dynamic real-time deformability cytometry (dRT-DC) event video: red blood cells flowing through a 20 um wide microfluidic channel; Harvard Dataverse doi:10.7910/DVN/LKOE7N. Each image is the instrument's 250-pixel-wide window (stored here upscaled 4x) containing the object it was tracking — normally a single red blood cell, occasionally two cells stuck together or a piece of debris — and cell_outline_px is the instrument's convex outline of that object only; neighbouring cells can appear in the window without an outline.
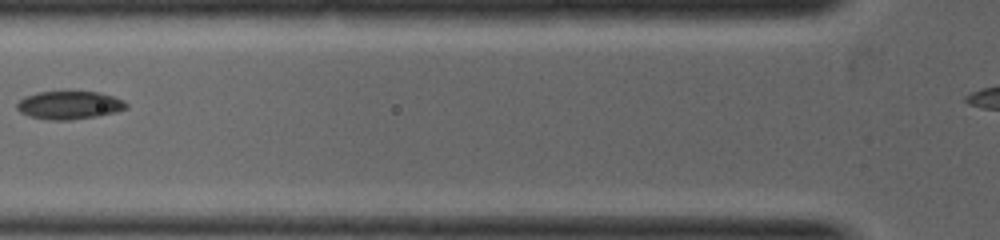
{"species": "common noctule bat (a hibernating species)", "species_latin": "Nyctalus noctula", "temperature_condition": "warm", "stored_images_in_passage": 10, "camera_frame_rate_fps": 5000, "um_per_image_px": 0.085, "animal": {"sex": "female", "body_mass_g": 19.0, "forearm_length_mm": 53.3}, "frame": {"image": 1, "passage_image": 5, "time_ms": 1.4, "image_size_px": [1000, 240], "cell_outline_px": [[128, 108], [116, 112], [96, 116], [68, 120], [52, 120], [28, 116], [20, 112], [16, 108], [16, 104], [24, 96], [36, 92], [72, 88], [100, 92], [124, 100], [128, 104]], "centroid_in_image_um": [5.89, 8.87], "position_along_channel_um": 119.9, "area_um2": 18.84}}
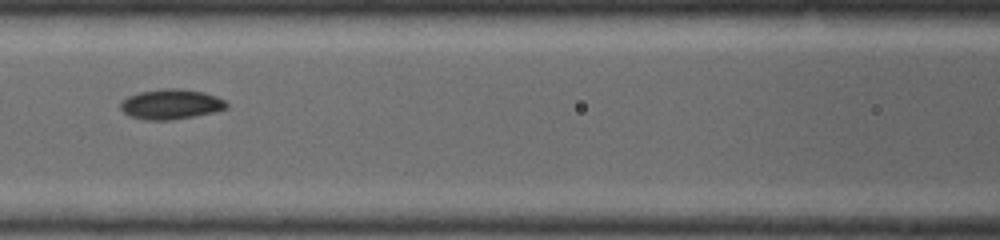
{"frame": {"image": 2, "passage_image": 6, "time_ms": 1.8, "image_size_px": [1000, 240], "cell_outline_px": [[228, 108], [216, 112], [196, 116], [168, 120], [144, 120], [128, 116], [120, 108], [120, 100], [128, 96], [140, 92], [164, 88], [180, 88], [204, 92], [216, 96], [224, 100], [228, 104]], "centroid_in_image_um": [14.53, 8.86], "position_along_channel_um": 152.1, "area_um2": 18.84}}
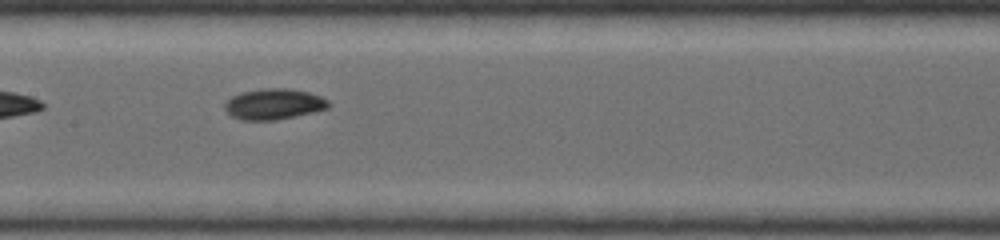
{"frame": {"image": 3, "passage_image": 7, "time_ms": 2.2, "image_size_px": [1000, 240], "cell_outline_px": [[332, 104], [328, 108], [296, 116], [276, 120], [244, 120], [232, 116], [224, 108], [224, 104], [232, 96], [240, 92], [264, 88], [288, 88], [308, 92], [320, 96], [328, 100]], "centroid_in_image_um": [23.29, 8.84], "position_along_channel_um": 184.1, "area_um2": 18.61}}